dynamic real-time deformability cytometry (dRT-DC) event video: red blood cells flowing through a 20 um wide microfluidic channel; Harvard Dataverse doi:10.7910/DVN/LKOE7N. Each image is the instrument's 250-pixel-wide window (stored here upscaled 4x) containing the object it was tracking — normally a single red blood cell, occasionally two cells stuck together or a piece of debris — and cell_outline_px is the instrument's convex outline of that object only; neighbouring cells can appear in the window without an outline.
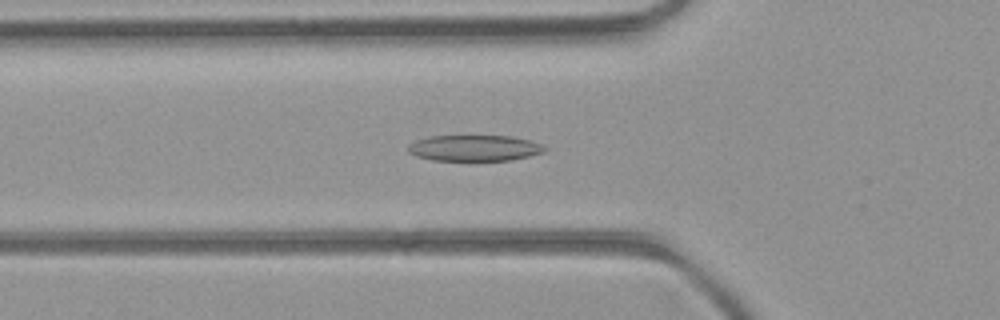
{"species": "common noctule bat (a hibernating species)", "species_latin": "Nyctalus noctula", "temperature_condition": "room temperature", "stored_images_in_passage": 34, "camera_frame_rate_fps": 3000, "um_per_image_px": 0.085, "animal": {"sex": "female", "body_mass_g": 21.9}, "frame": {"image": 1, "passage_image": 3, "time_ms": 0.667, "image_size_px": [1000, 320], "cell_outline_px": [[548, 148], [544, 152], [512, 160], [432, 160], [416, 156], [408, 152], [408, 144], [416, 140], [428, 136], [512, 136], [532, 140], [544, 144]], "centroid_in_image_um": [40.36, 12.57], "position_along_channel_um": 85.4, "area_um2": 20.87}}
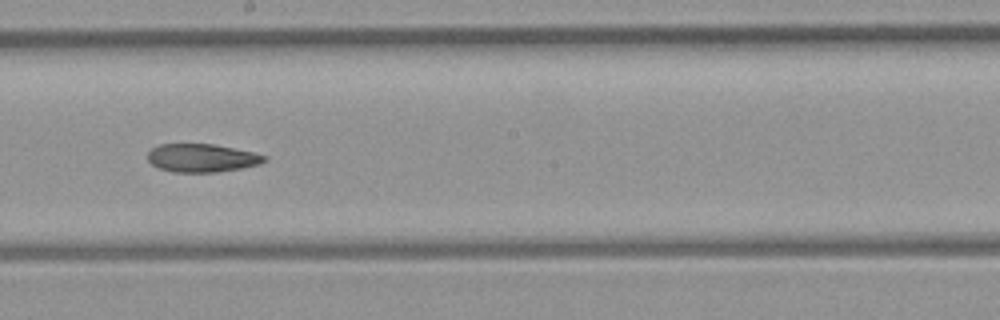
{"frame": {"image": 2, "passage_image": 13, "time_ms": 4.0, "image_size_px": [1000, 320], "cell_outline_px": [[268, 160], [260, 164], [244, 168], [216, 172], [172, 172], [160, 168], [152, 164], [148, 160], [148, 152], [152, 148], [160, 144], [212, 144], [256, 152], [268, 156]], "centroid_in_image_um": [17.22, 13.43], "position_along_channel_um": 231.0, "area_um2": 19.36}}
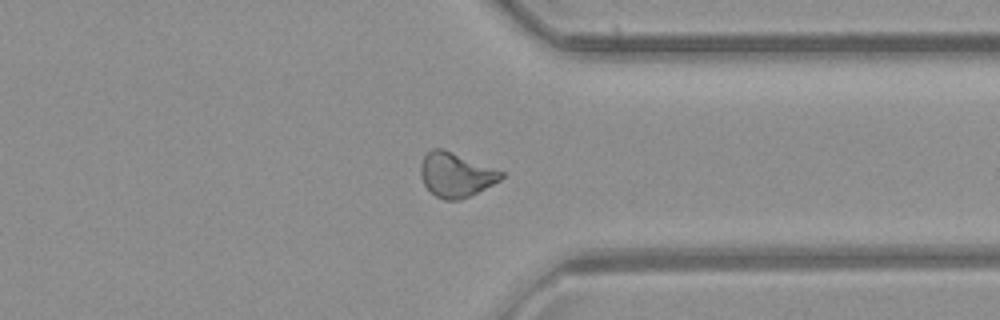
{"frame": {"image": 3, "passage_image": 23, "time_ms": 7.333, "image_size_px": [1000, 320], "cell_outline_px": [[504, 176], [500, 180], [460, 200], [444, 200], [436, 196], [424, 184], [420, 176], [420, 164], [424, 156], [432, 148], [440, 148], [504, 172]], "centroid_in_image_um": [38.71, 14.86], "position_along_channel_um": 372.7, "area_um2": 20.35}}